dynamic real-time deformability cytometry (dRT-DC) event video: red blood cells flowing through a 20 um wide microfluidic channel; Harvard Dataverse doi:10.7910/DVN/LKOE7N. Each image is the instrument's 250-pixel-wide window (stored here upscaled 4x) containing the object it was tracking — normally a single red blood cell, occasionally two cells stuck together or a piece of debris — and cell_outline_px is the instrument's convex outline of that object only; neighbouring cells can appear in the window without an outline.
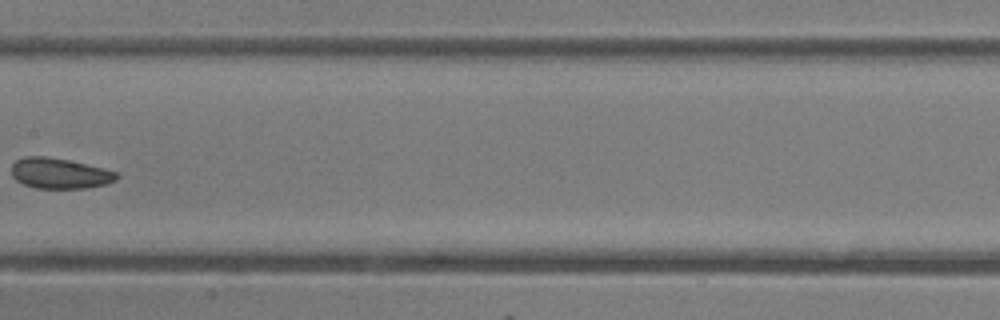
{"species": "common noctule bat (a hibernating species)", "species_latin": "Nyctalus noctula", "temperature_condition": "room temperature", "stored_images_in_passage": 26, "camera_frame_rate_fps": 3000, "um_per_image_px": 0.085, "animal": {"sex": "female"}, "frame": {"image": 1, "passage_image": 25, "time_ms": 8.0, "image_size_px": [1000, 320], "cell_outline_px": [[120, 176], [116, 180], [104, 184], [88, 188], [36, 188], [24, 184], [16, 180], [12, 176], [12, 164], [16, 160], [24, 156], [44, 156], [68, 160], [104, 168], [116, 172]], "centroid_in_image_um": [5.06, 14.73], "position_along_channel_um": 202.3, "area_um2": 18.67}}